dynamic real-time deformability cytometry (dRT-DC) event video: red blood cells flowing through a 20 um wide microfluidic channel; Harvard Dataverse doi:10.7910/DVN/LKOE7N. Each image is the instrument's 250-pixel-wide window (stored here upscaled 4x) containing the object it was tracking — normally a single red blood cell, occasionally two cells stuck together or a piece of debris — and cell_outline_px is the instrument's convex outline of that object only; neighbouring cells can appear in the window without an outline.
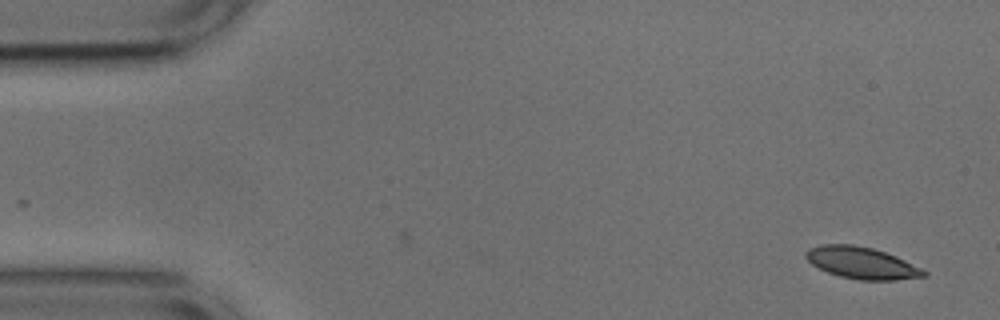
{"species": "common noctule bat (a hibernating species)", "species_latin": "Nyctalus noctula", "temperature_condition": "cold", "stored_images_in_passage": 43, "camera_frame_rate_fps": 3000, "um_per_image_px": 0.085, "animal": {"sex": "male", "body_mass_g": 17.9, "forearm_length_mm": 54.2}, "frame": {"image": 1, "passage_image": 1, "time_ms": 0.0, "image_size_px": [1000, 320], "cell_outline_px": [[928, 276], [896, 280], [860, 280], [840, 276], [828, 272], [812, 264], [804, 256], [804, 252], [808, 248], [820, 244], [852, 244], [872, 248], [896, 256], [928, 272]], "centroid_in_image_um": [73.22, 22.34], "position_along_channel_um": 11.8, "area_um2": 21.79}}
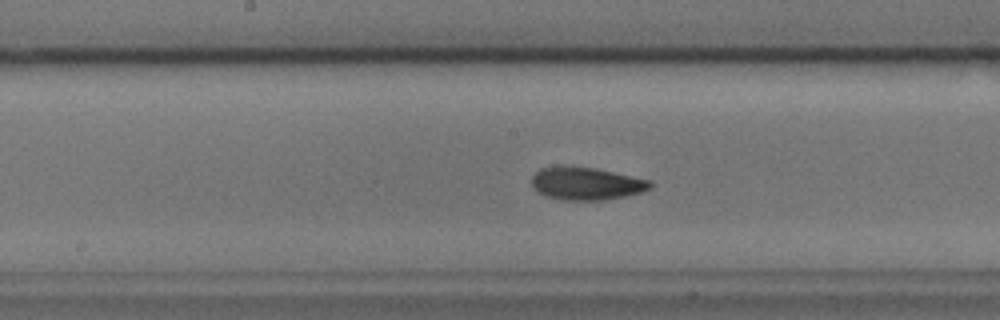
{"frame": {"image": 2, "passage_image": 25, "time_ms": 8.0, "image_size_px": [1000, 320], "cell_outline_px": [[652, 188], [640, 192], [624, 196], [604, 200], [560, 200], [544, 196], [536, 192], [532, 188], [532, 176], [540, 168], [560, 164], [596, 168], [652, 180]], "centroid_in_image_um": [49.78, 15.58], "position_along_channel_um": 198.4, "area_um2": 23.18}}
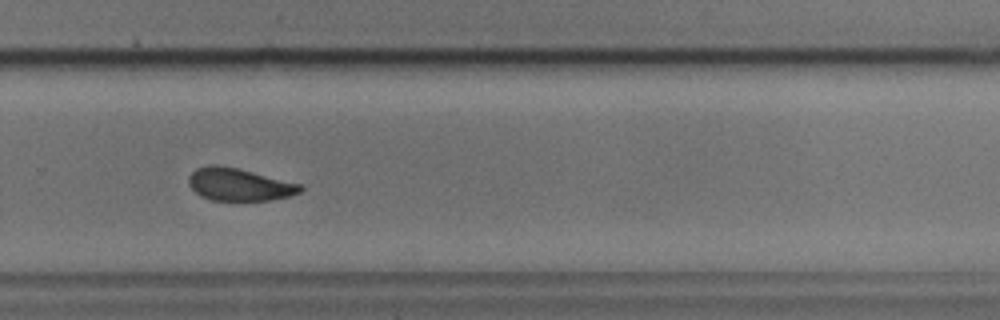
{"frame": {"image": 3, "passage_image": 34, "time_ms": 11.0, "image_size_px": [1000, 320], "cell_outline_px": [[304, 188], [300, 192], [288, 196], [272, 200], [212, 200], [200, 196], [188, 184], [188, 176], [196, 168], [208, 164], [216, 164], [236, 168], [300, 184]], "centroid_in_image_um": [20.28, 15.68], "position_along_channel_um": 309.5, "area_um2": 20.98}, "authors_computed_cell_mechanics": {"area_um2": 22.1952, "velocity_mm_per_s": 3.7186, "shape_relaxation_time_tau1_ms": 3.7541, "shape_relaxation_time_tau2_ms": 3.8831, "deformation_change_tau1": 0.1316, "deformation_change_tau2": 0.0944}}